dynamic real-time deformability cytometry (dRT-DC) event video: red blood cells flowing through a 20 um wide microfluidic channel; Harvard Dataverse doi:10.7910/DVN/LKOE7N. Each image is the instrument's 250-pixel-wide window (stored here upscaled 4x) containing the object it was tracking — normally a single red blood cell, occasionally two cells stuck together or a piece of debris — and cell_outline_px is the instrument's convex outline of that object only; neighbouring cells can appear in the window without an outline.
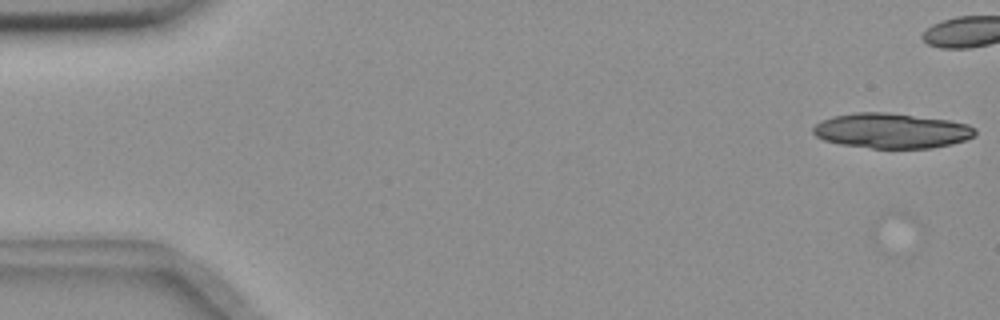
{"species": "common noctule bat (a hibernating species)", "species_latin": "Nyctalus noctula", "temperature_condition": "room temperature", "stored_images_in_passage": 10, "camera_frame_rate_fps": 3000, "um_per_image_px": 0.085, "animal": {"sex": "female", "body_mass_g": 18.4}, "frame": {"image": 1, "passage_image": 1, "time_ms": 0.0, "image_size_px": [1000, 320], "cell_outline_px": [[976, 136], [952, 144], [932, 148], [872, 148], [840, 144], [824, 140], [816, 136], [812, 132], [812, 128], [820, 120], [832, 116], [856, 112], [884, 112], [948, 120], [968, 124], [976, 128]], "centroid_in_image_um": [75.77, 11.11], "position_along_channel_um": 9.2, "area_um2": 33.18}}